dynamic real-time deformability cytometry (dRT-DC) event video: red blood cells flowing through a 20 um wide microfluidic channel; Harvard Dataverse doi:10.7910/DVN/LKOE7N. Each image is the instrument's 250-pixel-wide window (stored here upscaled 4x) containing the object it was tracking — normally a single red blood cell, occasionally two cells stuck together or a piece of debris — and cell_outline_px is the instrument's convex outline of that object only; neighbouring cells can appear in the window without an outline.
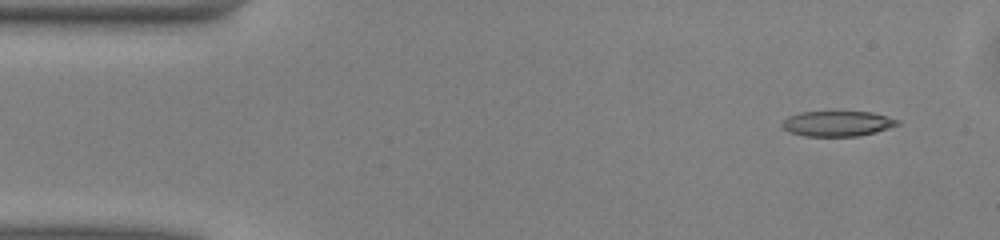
{"species": "common noctule bat (a hibernating species)", "species_latin": "Nyctalus noctula", "temperature_condition": "warm", "stored_images_in_passage": 49, "camera_frame_rate_fps": 3000, "um_per_image_px": 0.085, "animal": {"sex": "male", "body_mass_g": 13.0, "forearm_length_mm": 53.1}, "frame": {"image": 1, "passage_image": 3, "time_ms": 0.667, "image_size_px": [1000, 240], "cell_outline_px": [[900, 124], [876, 132], [860, 136], [804, 136], [788, 132], [780, 124], [788, 116], [800, 112], [872, 112], [900, 120]], "centroid_in_image_um": [71.17, 10.51], "position_along_channel_um": 13.8, "area_um2": 17.05}}
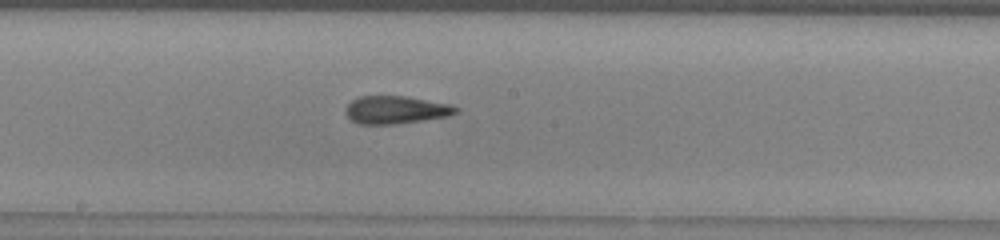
{"frame": {"image": 2, "passage_image": 25, "time_ms": 8.0, "image_size_px": [1000, 240], "cell_outline_px": [[460, 108], [456, 112], [448, 116], [424, 120], [396, 124], [360, 124], [352, 120], [344, 112], [344, 108], [356, 96], [408, 96], [452, 104]], "centroid_in_image_um": [33.65, 9.32], "position_along_channel_um": 214.6, "area_um2": 18.09}}
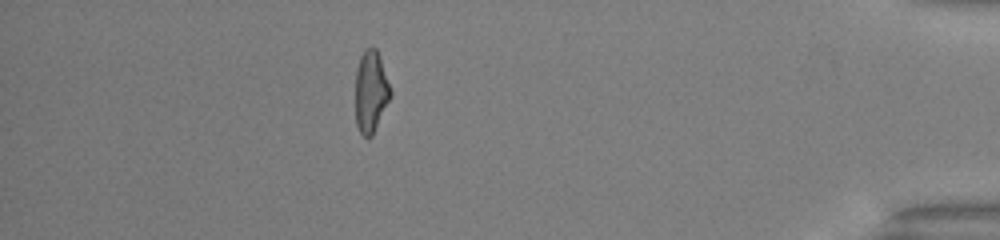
{"frame": {"image": 3, "passage_image": 43, "time_ms": 14.0, "image_size_px": [1000, 240], "cell_outline_px": [[392, 96], [372, 136], [364, 136], [360, 132], [356, 124], [356, 68], [360, 56], [364, 48], [376, 48], [380, 56], [392, 92]], "centroid_in_image_um": [31.53, 7.77], "position_along_channel_um": 403.7, "area_um2": 16.82}, "authors_computed_cell_mechanics": {"area_um2": 17.7446, "velocity_mm_per_s": 4.0768, "shape_relaxation_time_tau1_ms": 8.2613, "shape_relaxation_time_tau2_ms": 2.8611, "deformation_change_tau1": 0.206, "deformation_change_tau2": 0.1358}}